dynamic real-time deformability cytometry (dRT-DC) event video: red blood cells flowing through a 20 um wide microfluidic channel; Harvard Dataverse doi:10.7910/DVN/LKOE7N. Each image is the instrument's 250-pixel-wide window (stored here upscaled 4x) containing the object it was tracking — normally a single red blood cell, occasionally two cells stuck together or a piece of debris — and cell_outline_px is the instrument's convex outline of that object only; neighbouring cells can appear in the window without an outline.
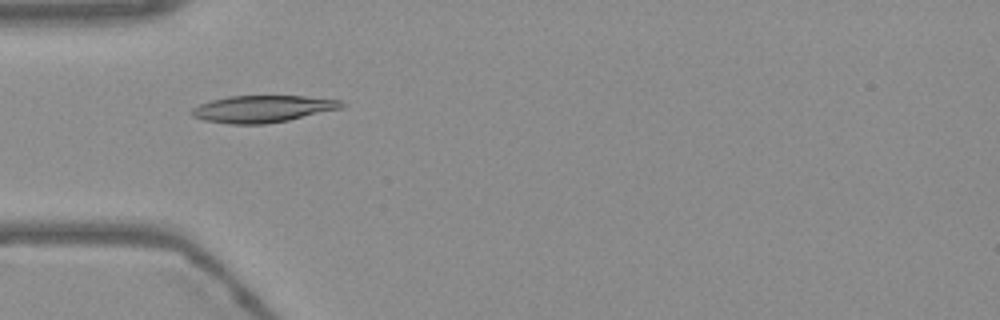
{"species": "Egyptian fruit bat (a non-hibernating species)", "species_latin": "Rousettus aegyptiacus", "temperature_condition": "warm", "stored_images_in_passage": 45, "camera_frame_rate_fps": 3000, "um_per_image_px": 0.085, "frame": {"image": 1, "passage_image": 17, "time_ms": 5.333, "image_size_px": [1000, 320], "cell_outline_px": [[344, 104], [340, 108], [288, 120], [264, 124], [228, 124], [204, 120], [192, 116], [188, 112], [192, 108], [200, 104], [212, 100], [228, 96], [304, 96], [344, 100]], "centroid_in_image_um": [22.28, 9.25], "position_along_channel_um": 62.7, "area_um2": 23.47}}
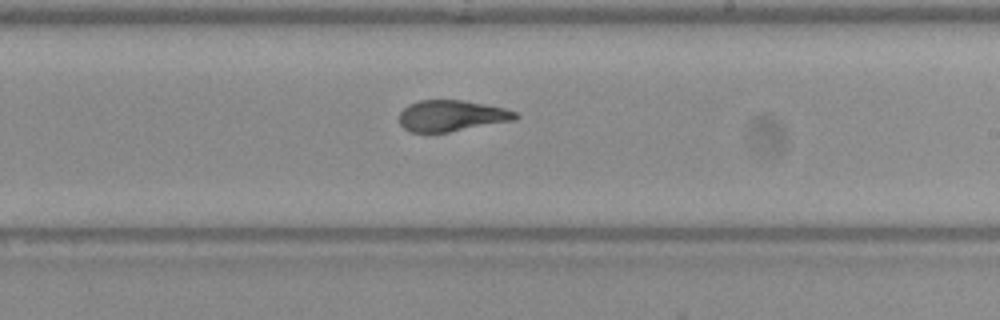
{"frame": {"image": 2, "passage_image": 32, "time_ms": 10.333, "image_size_px": [1000, 320], "cell_outline_px": [[520, 116], [516, 120], [448, 132], [408, 132], [400, 124], [400, 112], [408, 104], [420, 100], [464, 100], [504, 108], [516, 112]], "centroid_in_image_um": [38.39, 9.84], "position_along_channel_um": 250.6, "area_um2": 21.1}}
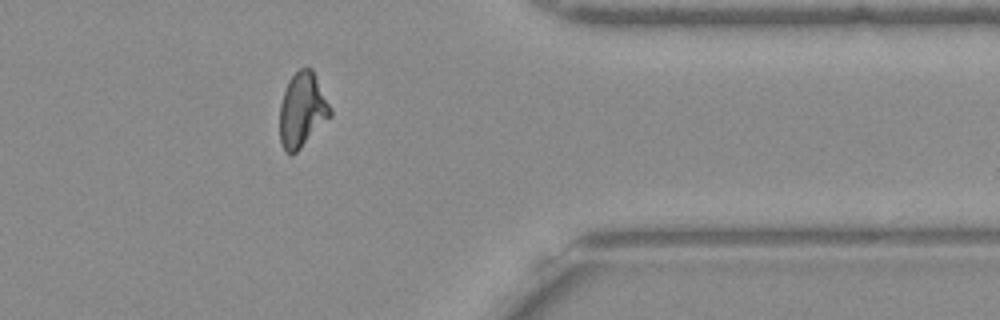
{"frame": {"image": 3, "passage_image": 44, "time_ms": 14.333, "image_size_px": [1000, 320], "cell_outline_px": [[332, 116], [292, 156], [284, 152], [280, 144], [280, 104], [288, 80], [300, 68], [312, 68], [332, 108]], "centroid_in_image_um": [25.69, 9.37], "position_along_channel_um": 385.7, "area_um2": 22.14}, "authors_computed_cell_mechanics": {"area_um2": 22.1952, "velocity_mm_per_s": 3.7708, "shape_relaxation_time_tau1_ms": 7.8638, "shape_relaxation_time_tau2_ms": 1.5219, "deformation_change_tau1": 0.2267, "deformation_change_tau2": 0.0705}}